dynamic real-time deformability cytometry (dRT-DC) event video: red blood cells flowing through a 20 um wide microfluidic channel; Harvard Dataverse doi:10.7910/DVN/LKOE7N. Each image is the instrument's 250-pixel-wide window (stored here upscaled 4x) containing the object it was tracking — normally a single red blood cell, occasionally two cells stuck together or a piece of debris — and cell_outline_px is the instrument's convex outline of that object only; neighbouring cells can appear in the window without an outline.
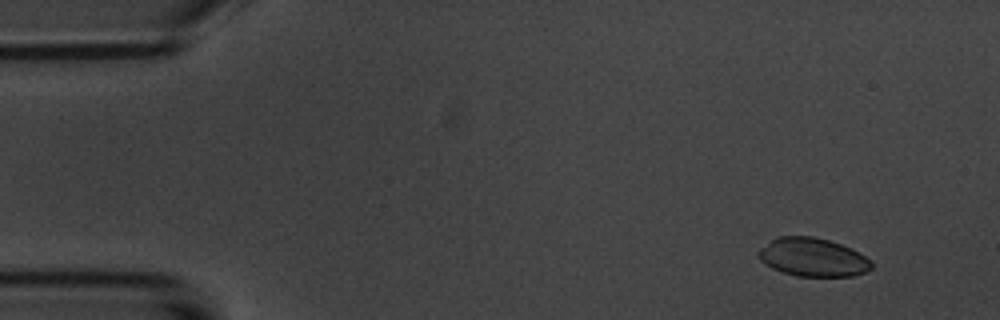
{"species": "common noctule bat (a hibernating species)", "species_latin": "Nyctalus noctula", "temperature_condition": "room temperature", "stored_images_in_passage": 6, "camera_frame_rate_fps": 3000, "um_per_image_px": 0.085, "animal": {"sex": "male", "body_mass_g": 20.1, "forearm_length_mm": 53.5}, "frame": {"image": 1, "passage_image": 2, "time_ms": 1.0, "image_size_px": [1000, 320], "cell_outline_px": [[872, 268], [864, 272], [852, 276], [796, 276], [772, 268], [764, 264], [756, 256], [756, 252], [760, 248], [776, 236], [812, 236], [828, 240], [840, 244], [872, 260]], "centroid_in_image_um": [69.03, 21.86], "position_along_channel_um": 16.0, "area_um2": 25.26}}